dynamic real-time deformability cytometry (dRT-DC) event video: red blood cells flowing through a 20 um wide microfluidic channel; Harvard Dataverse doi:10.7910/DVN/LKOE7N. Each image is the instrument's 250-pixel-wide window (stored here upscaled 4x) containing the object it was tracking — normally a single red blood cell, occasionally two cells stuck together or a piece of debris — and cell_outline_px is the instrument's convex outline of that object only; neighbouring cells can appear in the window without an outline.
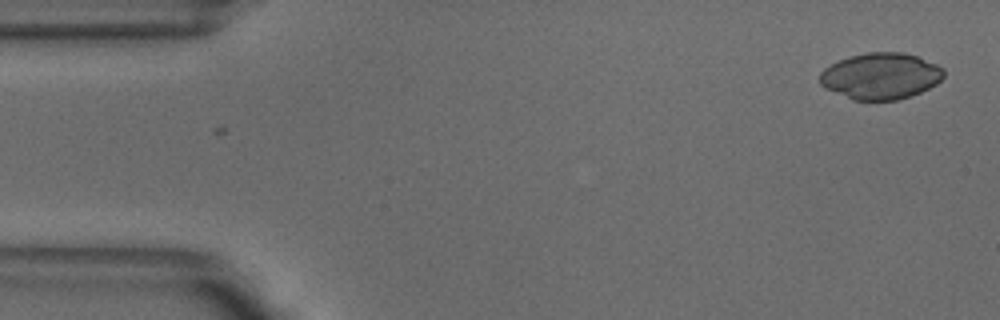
{"species": "common noctule bat (a hibernating species)", "species_latin": "Nyctalus noctula", "temperature_condition": "warm", "stored_images_in_passage": 4, "camera_frame_rate_fps": 3000, "um_per_image_px": 0.085, "animal": {"sex": "male", "body_mass_g": 18.8}, "frame": {"image": 1, "passage_image": 4, "time_ms": 1.0, "image_size_px": [1000, 320], "cell_outline_px": [[944, 76], [936, 84], [920, 92], [896, 100], [852, 100], [824, 88], [820, 84], [820, 72], [824, 68], [848, 56], [868, 52], [904, 52], [916, 56], [936, 64], [944, 68]], "centroid_in_image_um": [74.84, 6.46], "position_along_channel_um": 10.2, "area_um2": 33.47}}